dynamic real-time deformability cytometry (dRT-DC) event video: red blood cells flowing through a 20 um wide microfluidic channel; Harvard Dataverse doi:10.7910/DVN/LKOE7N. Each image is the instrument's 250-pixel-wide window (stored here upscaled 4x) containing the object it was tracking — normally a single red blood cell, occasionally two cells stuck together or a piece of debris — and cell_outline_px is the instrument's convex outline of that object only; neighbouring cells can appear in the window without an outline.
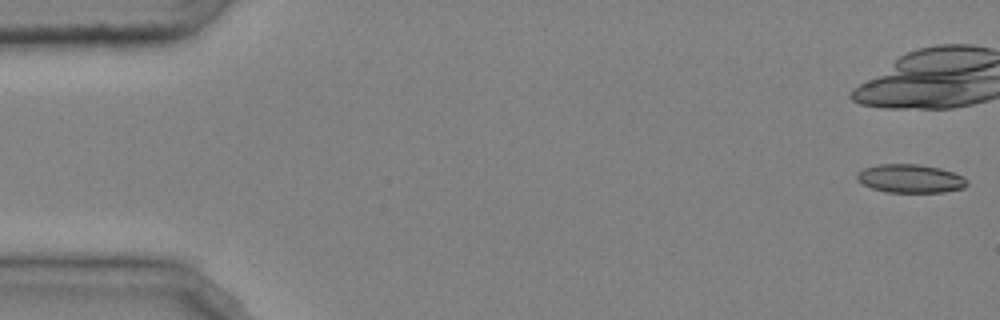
{"species": "common noctule bat (a hibernating species)", "species_latin": "Nyctalus noctula", "temperature_condition": "cold", "stored_images_in_passage": 38, "camera_frame_rate_fps": 3000, "um_per_image_px": 0.085, "animal": {"sex": "male", "body_mass_g": 20.4}, "frame": {"image": 1, "passage_image": 1, "time_ms": 0.0, "image_size_px": [1000, 320], "cell_outline_px": [[968, 184], [964, 188], [944, 192], [888, 192], [872, 188], [856, 180], [856, 176], [864, 168], [876, 164], [920, 164], [940, 168], [964, 176], [968, 180]], "centroid_in_image_um": [77.41, 15.17], "position_along_channel_um": 7.6, "area_um2": 18.32}}